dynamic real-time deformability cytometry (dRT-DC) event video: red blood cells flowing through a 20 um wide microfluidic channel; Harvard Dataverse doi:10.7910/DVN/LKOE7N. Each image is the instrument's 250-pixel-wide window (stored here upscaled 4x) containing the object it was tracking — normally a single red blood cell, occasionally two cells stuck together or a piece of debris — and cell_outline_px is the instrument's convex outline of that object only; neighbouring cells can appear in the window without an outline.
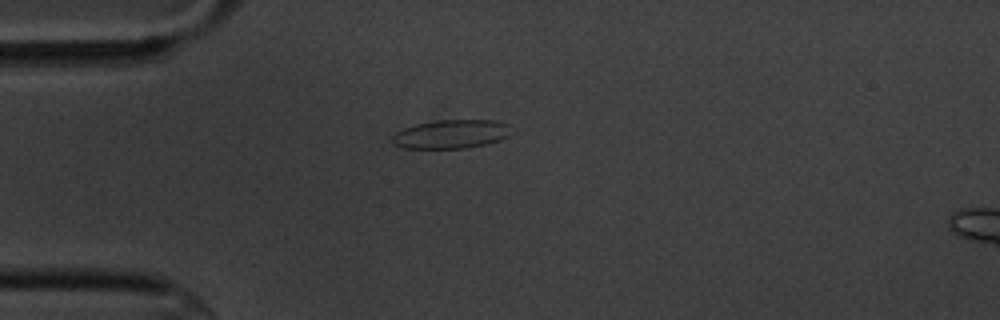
{"species": "common noctule bat (a hibernating species)", "species_latin": "Nyctalus noctula", "temperature_condition": "cold", "stored_images_in_passage": 2, "camera_frame_rate_fps": 3000, "um_per_image_px": 0.085, "animal": {"sex": "male", "body_mass_g": 20.1, "forearm_length_mm": 53.5}, "frame": {"image": 1, "passage_image": 2, "time_ms": 1.333, "image_size_px": [1000, 320], "cell_outline_px": [[516, 132], [500, 140], [488, 144], [464, 148], [400, 148], [392, 144], [392, 136], [396, 132], [404, 128], [416, 124], [436, 120], [496, 120], [508, 124]], "centroid_in_image_um": [38.39, 11.4], "position_along_channel_um": 46.6, "area_um2": 20.29}}